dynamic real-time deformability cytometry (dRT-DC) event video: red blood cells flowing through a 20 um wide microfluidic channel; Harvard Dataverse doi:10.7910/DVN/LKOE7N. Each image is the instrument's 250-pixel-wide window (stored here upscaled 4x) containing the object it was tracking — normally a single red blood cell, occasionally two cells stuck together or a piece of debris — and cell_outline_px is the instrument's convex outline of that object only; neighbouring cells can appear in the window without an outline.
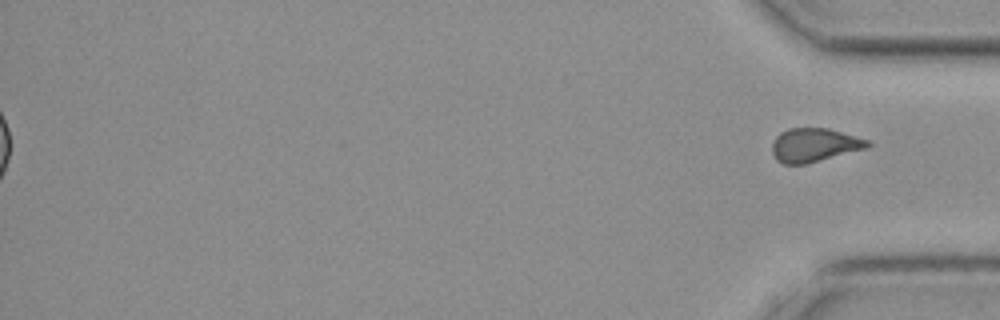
{"species": "common noctule bat (a hibernating species)", "species_latin": "Nyctalus noctula", "temperature_condition": "cold", "stored_images_in_passage": 37, "segment_of_instrument_passage": [2, 2], "camera_frame_rate_fps": 3000, "um_per_image_px": 0.085, "animal": {"sex": "female", "body_mass_g": 19.3, "forearm_length_mm": 54.1}, "frame": {"image": 1, "passage_image": 37, "time_ms": 12.0, "image_size_px": [1000, 320], "cell_outline_px": [[872, 144], [868, 148], [804, 164], [784, 164], [776, 160], [772, 152], [772, 144], [776, 136], [780, 132], [788, 128], [828, 128], [872, 140]], "centroid_in_image_um": [69.25, 12.31], "position_along_channel_um": 366.0, "area_um2": 18.9}}